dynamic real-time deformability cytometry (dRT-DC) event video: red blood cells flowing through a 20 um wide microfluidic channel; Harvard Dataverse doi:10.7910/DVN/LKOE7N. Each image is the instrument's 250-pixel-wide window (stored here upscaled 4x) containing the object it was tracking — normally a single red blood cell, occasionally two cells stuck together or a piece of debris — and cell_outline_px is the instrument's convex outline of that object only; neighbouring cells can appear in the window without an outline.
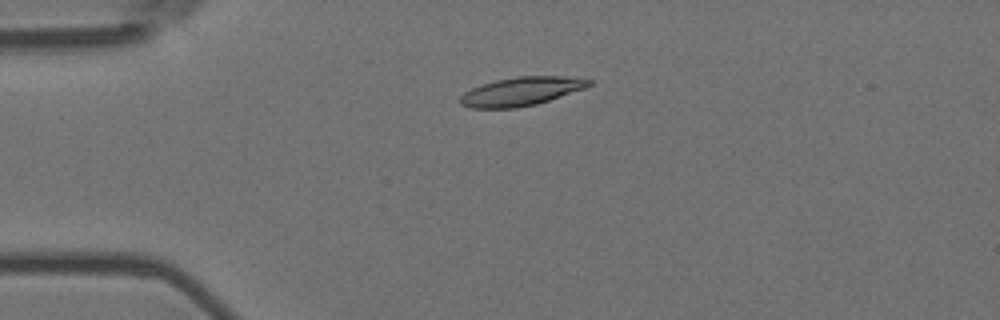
{"species": "Egyptian fruit bat (a non-hibernating species)", "species_latin": "Rousettus aegyptiacus", "temperature_condition": "room temperature", "stored_images_in_passage": 4, "camera_frame_rate_fps": 3000, "um_per_image_px": 0.085, "animal": {"sex": "female"}, "frame": {"image": 1, "passage_image": 3, "time_ms": 0.667, "image_size_px": [1000, 320], "cell_outline_px": [[592, 84], [584, 88], [536, 104], [516, 108], [472, 108], [460, 104], [460, 96], [464, 92], [472, 88], [496, 80], [520, 76], [560, 76], [592, 80]], "centroid_in_image_um": [44.27, 7.77], "position_along_channel_um": 40.7, "area_um2": 21.1}}